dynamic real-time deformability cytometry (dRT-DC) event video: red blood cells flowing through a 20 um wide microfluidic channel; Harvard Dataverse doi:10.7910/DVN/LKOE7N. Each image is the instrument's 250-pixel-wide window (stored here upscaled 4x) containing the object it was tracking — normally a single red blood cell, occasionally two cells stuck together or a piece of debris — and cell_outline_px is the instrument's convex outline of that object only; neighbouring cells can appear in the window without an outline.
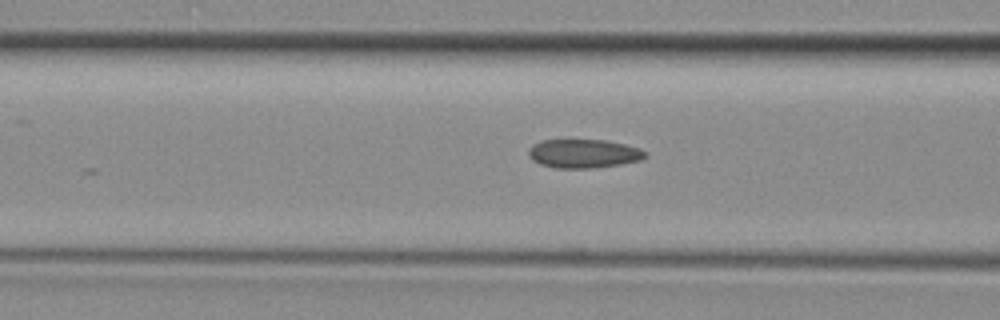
{"species": "common noctule bat (a hibernating species)", "species_latin": "Nyctalus noctula", "temperature_condition": "room temperature", "stored_images_in_passage": 23, "camera_frame_rate_fps": 3000, "um_per_image_px": 0.085, "animal": {"sex": "female", "body_mass_g": 29.2, "forearm_length_mm": 56.3}, "frame": {"image": 1, "passage_image": 18, "time_ms": 5.667, "image_size_px": [1000, 320], "cell_outline_px": [[648, 156], [640, 160], [620, 164], [592, 168], [556, 168], [540, 164], [532, 160], [528, 156], [528, 148], [532, 144], [540, 140], [604, 140], [624, 144], [640, 148], [648, 152]], "centroid_in_image_um": [49.59, 13.05], "position_along_channel_um": 117.0, "area_um2": 19.71}}
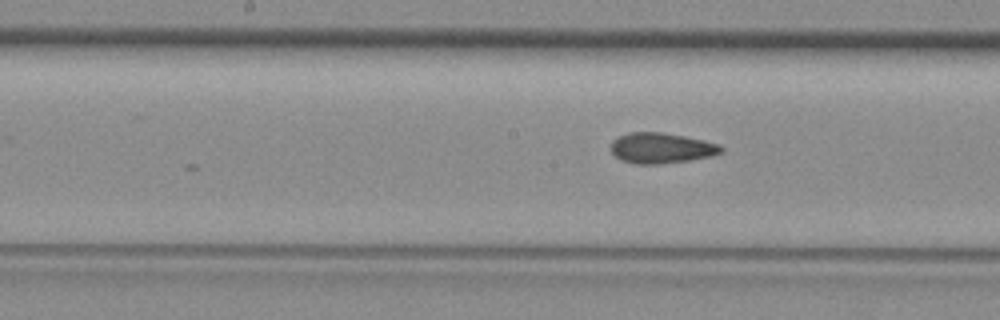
{"frame": {"image": 2, "passage_image": 23, "time_ms": 7.333, "image_size_px": [1000, 320], "cell_outline_px": [[724, 152], [712, 156], [692, 160], [660, 164], [636, 164], [620, 160], [612, 152], [612, 140], [628, 132], [660, 132], [684, 136], [704, 140], [720, 144], [724, 148]], "centroid_in_image_um": [56.25, 12.59], "position_along_channel_um": 191.9, "area_um2": 19.77}}